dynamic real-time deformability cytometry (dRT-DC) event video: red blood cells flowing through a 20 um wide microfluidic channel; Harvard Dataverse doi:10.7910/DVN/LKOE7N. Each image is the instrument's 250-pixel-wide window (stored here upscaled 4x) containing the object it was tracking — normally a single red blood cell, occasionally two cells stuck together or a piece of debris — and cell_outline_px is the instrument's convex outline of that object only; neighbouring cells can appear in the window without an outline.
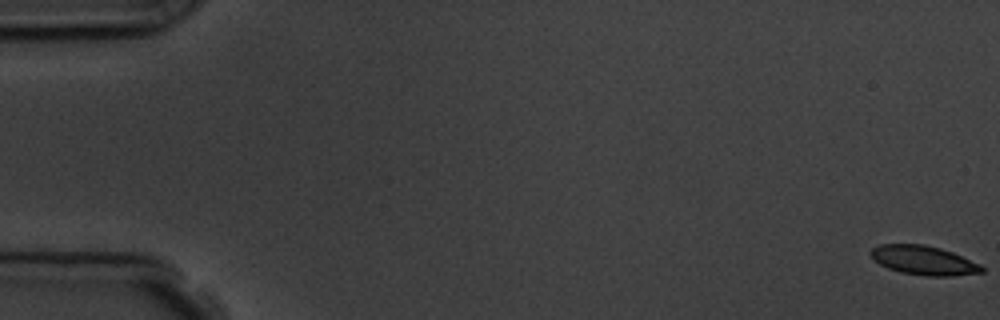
{"species": "common noctule bat (a hibernating species)", "species_latin": "Nyctalus noctula", "temperature_condition": "room temperature", "stored_images_in_passage": 5, "camera_frame_rate_fps": 3000, "um_per_image_px": 0.085, "animal": {"sex": "male", "body_mass_g": 19.5, "forearm_length_mm": 54.6}, "frame": {"image": 1, "passage_image": 1, "time_ms": 0.0, "image_size_px": [1000, 320], "cell_outline_px": [[984, 272], [952, 276], [928, 276], [900, 272], [888, 268], [880, 264], [868, 252], [872, 248], [880, 244], [924, 244], [940, 248], [952, 252], [980, 264], [984, 268]], "centroid_in_image_um": [78.51, 22.12], "position_along_channel_um": 6.5, "area_um2": 18.79}}
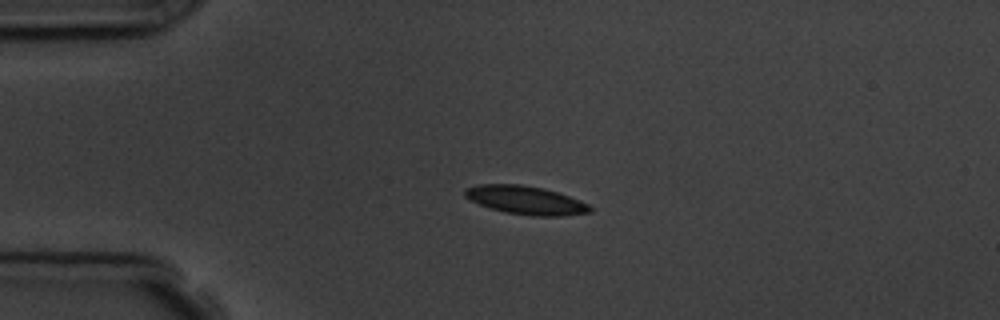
{"frame": {"image": 2, "passage_image": 4, "time_ms": 4.333, "image_size_px": [1000, 320], "cell_outline_px": [[592, 212], [564, 216], [532, 216], [504, 212], [488, 208], [464, 196], [464, 188], [480, 184], [520, 184], [540, 188], [556, 192], [568, 196], [588, 204], [592, 208]], "centroid_in_image_um": [44.66, 17.02], "position_along_channel_um": 40.3, "area_um2": 20.63}}